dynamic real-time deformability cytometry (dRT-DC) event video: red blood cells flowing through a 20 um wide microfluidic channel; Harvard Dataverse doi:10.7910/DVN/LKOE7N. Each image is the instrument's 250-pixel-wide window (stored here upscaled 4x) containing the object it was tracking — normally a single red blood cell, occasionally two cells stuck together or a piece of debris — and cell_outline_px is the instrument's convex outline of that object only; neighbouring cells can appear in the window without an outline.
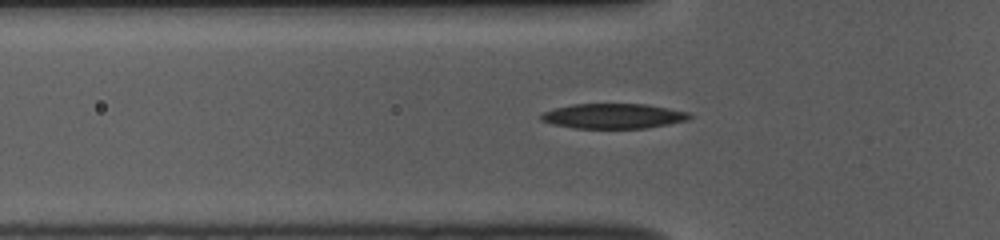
{"species": "common noctule bat (a hibernating species)", "species_latin": "Nyctalus noctula", "temperature_condition": "room temperature", "stored_images_in_passage": 37, "camera_frame_rate_fps": 3000, "um_per_image_px": 0.085, "animal": {"sex": "female", "body_mass_g": 10.0, "forearm_length_mm": 53.1}, "frame": {"image": 1, "passage_image": 5, "time_ms": 1.333, "image_size_px": [1000, 240], "cell_outline_px": [[692, 116], [688, 120], [668, 124], [644, 128], [572, 128], [552, 124], [540, 120], [540, 112], [552, 108], [572, 104], [644, 104], [668, 108], [688, 112]], "centroid_in_image_um": [52.06, 9.86], "position_along_channel_um": 73.7, "area_um2": 21.73}}
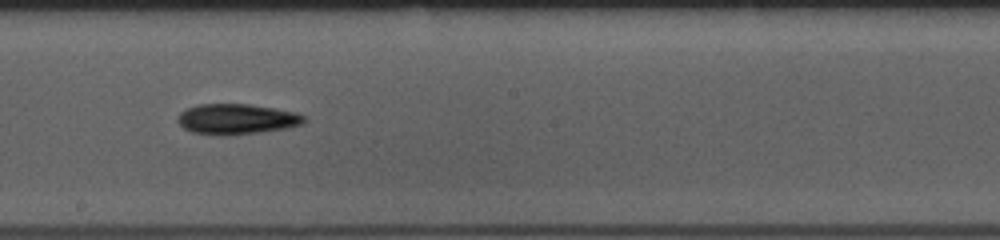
{"frame": {"image": 2, "passage_image": 17, "time_ms": 5.333, "image_size_px": [1000, 240], "cell_outline_px": [[304, 120], [300, 124], [288, 128], [260, 132], [224, 136], [216, 136], [192, 132], [184, 128], [176, 120], [180, 112], [196, 104], [248, 104], [276, 108], [296, 112], [304, 116]], "centroid_in_image_um": [20.08, 10.13], "position_along_channel_um": 228.1, "area_um2": 22.54}}
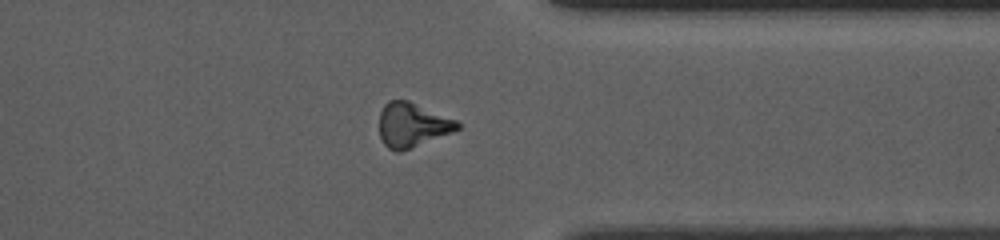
{"frame": {"image": 3, "passage_image": 29, "time_ms": 9.333, "image_size_px": [1000, 240], "cell_outline_px": [[460, 128], [452, 132], [400, 152], [396, 152], [388, 148], [384, 144], [380, 136], [380, 112], [384, 104], [388, 100], [408, 100], [456, 120], [460, 124]], "centroid_in_image_um": [35.02, 10.62], "position_along_channel_um": 376.4, "area_um2": 20.0}, "authors_computed_cell_mechanics": {"area_um2": 21.0392, "velocity_mm_per_s": 3.8381, "shape_relaxation_time_tau1_ms": 3.5053, "shape_relaxation_time_tau2_ms": null, "deformation_change_tau1": 0.1192, "deformation_change_tau2": null}}